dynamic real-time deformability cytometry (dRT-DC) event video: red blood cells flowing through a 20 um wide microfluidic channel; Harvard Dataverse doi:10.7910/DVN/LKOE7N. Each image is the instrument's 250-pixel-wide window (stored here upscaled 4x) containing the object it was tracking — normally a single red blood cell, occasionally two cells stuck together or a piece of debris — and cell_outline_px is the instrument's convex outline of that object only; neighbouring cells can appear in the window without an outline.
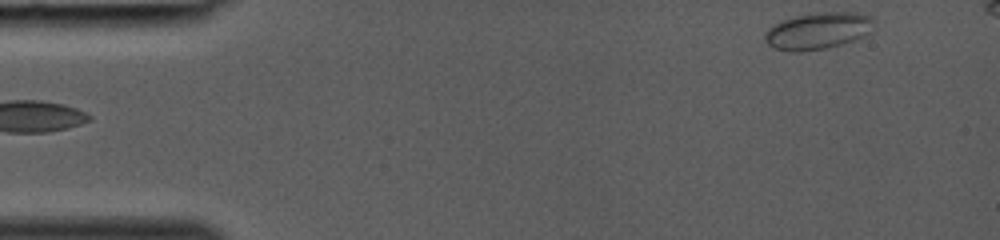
{"species": "common noctule bat (a hibernating species)", "species_latin": "Nyctalus noctula", "temperature_condition": "room temperature", "stored_images_in_passage": 34, "camera_frame_rate_fps": 3000, "um_per_image_px": 0.085, "animal": {"sex": "female", "body_mass_g": 19.0, "forearm_length_mm": 53.3}, "frame": {"image": 1, "passage_image": 1, "time_ms": 0.0, "image_size_px": [1000, 240], "cell_outline_px": [[872, 20], [868, 32], [852, 40], [840, 44], [824, 48], [800, 52], [788, 52], [772, 48], [764, 40], [764, 32], [772, 24], [780, 20], [796, 16], [824, 12], [848, 12], [868, 16]], "centroid_in_image_um": [69.37, 2.64], "position_along_channel_um": 15.6, "area_um2": 22.95}}
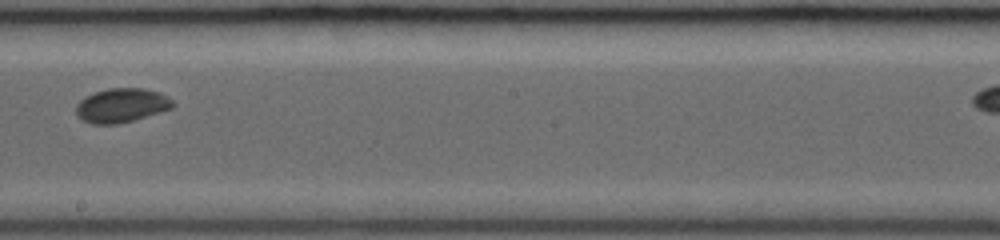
{"frame": {"image": 2, "passage_image": 21, "time_ms": 6.667, "image_size_px": [1000, 240], "cell_outline_px": [[176, 104], [172, 108], [132, 120], [116, 124], [92, 124], [76, 116], [76, 104], [80, 100], [96, 92], [108, 88], [144, 88], [156, 92], [172, 100]], "centroid_in_image_um": [10.3, 8.96], "position_along_channel_um": 237.9, "area_um2": 18.9}}
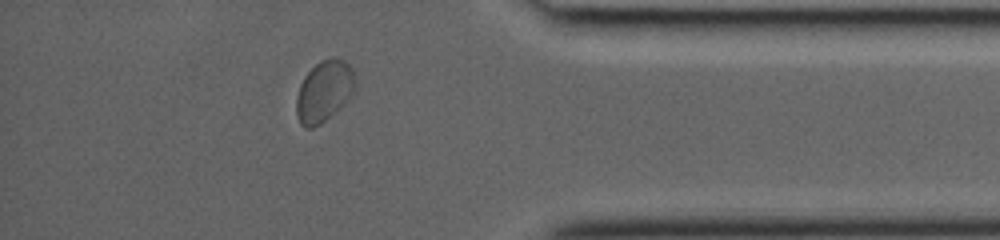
{"frame": {"image": 3, "passage_image": 32, "time_ms": 10.333, "image_size_px": [1000, 240], "cell_outline_px": [[356, 88], [340, 108], [320, 124], [312, 128], [304, 128], [300, 124], [296, 116], [296, 96], [300, 84], [304, 76], [320, 60], [332, 56], [336, 56], [344, 60], [352, 68], [356, 80]], "centroid_in_image_um": [27.54, 7.74], "position_along_channel_um": 407.7, "area_um2": 21.27}}